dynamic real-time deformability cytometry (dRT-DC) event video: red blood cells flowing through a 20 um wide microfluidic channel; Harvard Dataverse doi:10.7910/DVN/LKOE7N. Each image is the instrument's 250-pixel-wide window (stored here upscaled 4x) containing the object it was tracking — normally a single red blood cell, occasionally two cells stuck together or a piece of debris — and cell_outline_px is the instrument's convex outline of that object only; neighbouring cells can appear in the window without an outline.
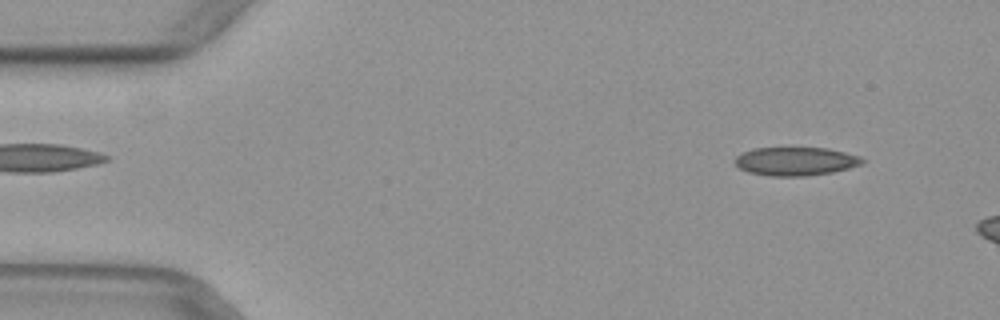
{"species": "common noctule bat (a hibernating species)", "species_latin": "Nyctalus noctula", "temperature_condition": "warm", "stored_images_in_passage": 47, "camera_frame_rate_fps": 3000, "um_per_image_px": 0.085, "animal": {"sex": "female", "body_mass_g": 29.2, "forearm_length_mm": 56.3}, "frame": {"image": 1, "passage_image": 4, "time_ms": 1.0, "image_size_px": [1000, 320], "cell_outline_px": [[868, 160], [864, 164], [832, 172], [804, 176], [772, 176], [748, 172], [740, 168], [736, 164], [736, 156], [744, 152], [756, 148], [828, 148], [860, 156]], "centroid_in_image_um": [67.69, 13.71], "position_along_channel_um": 17.3, "area_um2": 21.04}}
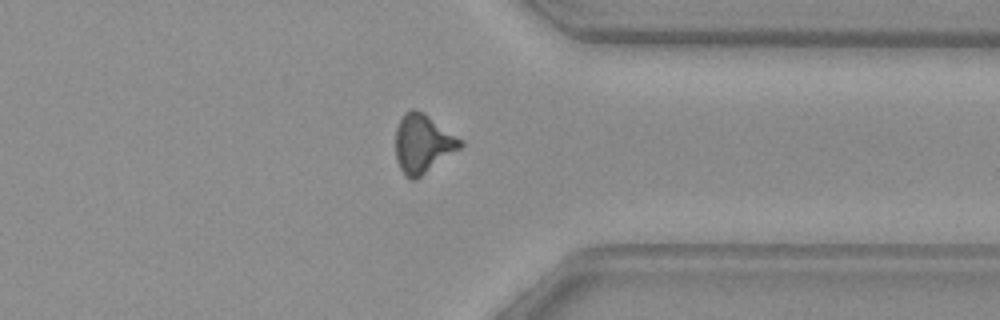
{"frame": {"image": 2, "passage_image": 38, "time_ms": 12.333, "image_size_px": [1000, 320], "cell_outline_px": [[464, 144], [460, 148], [416, 180], [412, 180], [404, 176], [396, 160], [396, 128], [404, 112], [412, 108], [424, 112], [464, 140]], "centroid_in_image_um": [35.94, 12.2], "position_along_channel_um": 375.5, "area_um2": 22.31}}
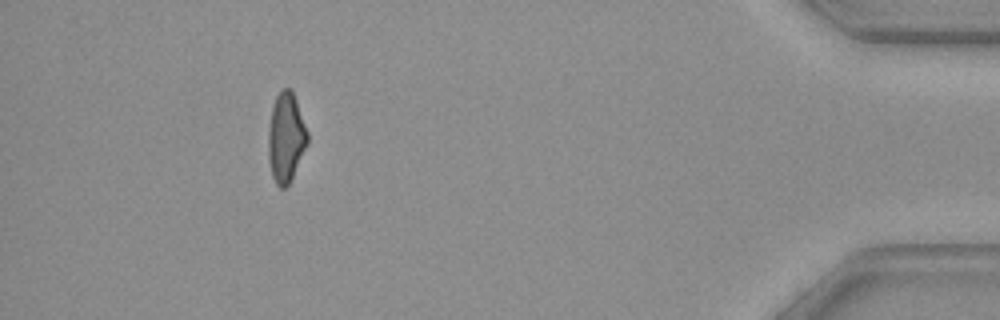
{"frame": {"image": 3, "passage_image": 45, "time_ms": 14.667, "image_size_px": [1000, 320], "cell_outline_px": [[308, 144], [288, 184], [284, 188], [280, 188], [276, 184], [272, 176], [268, 156], [268, 128], [272, 108], [276, 96], [280, 88], [292, 88], [308, 132]], "centroid_in_image_um": [24.3, 11.65], "position_along_channel_um": 410.9, "area_um2": 20.52}}